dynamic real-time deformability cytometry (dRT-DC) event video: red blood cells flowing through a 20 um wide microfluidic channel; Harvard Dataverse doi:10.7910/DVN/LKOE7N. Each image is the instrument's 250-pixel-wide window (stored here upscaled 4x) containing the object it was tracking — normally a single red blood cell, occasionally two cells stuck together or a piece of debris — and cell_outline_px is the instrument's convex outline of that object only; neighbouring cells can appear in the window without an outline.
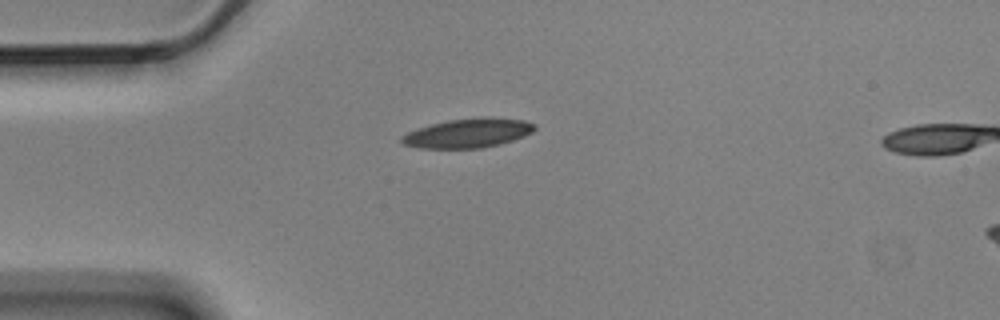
{"species": "Egyptian fruit bat (a non-hibernating species)", "species_latin": "Rousettus aegyptiacus", "temperature_condition": "cold", "stored_images_in_passage": 13, "segment_of_instrument_passage": [1, 2], "camera_frame_rate_fps": 3000, "um_per_image_px": 0.085, "animal": {"sex": "male"}, "frame": {"image": 1, "passage_image": 1, "time_ms": 0.0, "image_size_px": [1000, 320], "cell_outline_px": [[536, 128], [532, 132], [524, 136], [500, 144], [480, 148], [416, 148], [404, 144], [400, 140], [400, 136], [416, 128], [448, 120], [480, 116], [492, 116], [524, 120], [536, 124]], "centroid_in_image_um": [39.79, 11.3], "position_along_channel_um": 45.2, "area_um2": 22.95}}
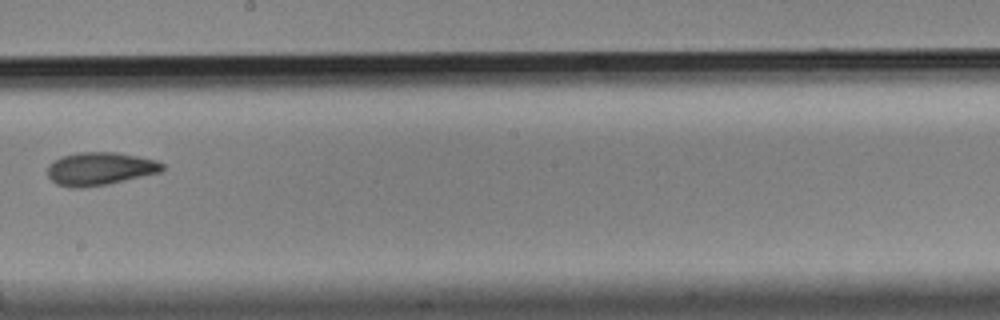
{"frame": {"image": 2, "passage_image": 6, "time_ms": 1.667, "image_size_px": [1000, 320], "cell_outline_px": [[164, 168], [160, 172], [108, 184], [80, 188], [72, 188], [56, 184], [48, 176], [48, 164], [52, 160], [60, 156], [80, 152], [116, 152], [156, 160], [164, 164]], "centroid_in_image_um": [8.46, 14.34], "position_along_channel_um": 239.7, "area_um2": 22.14}}
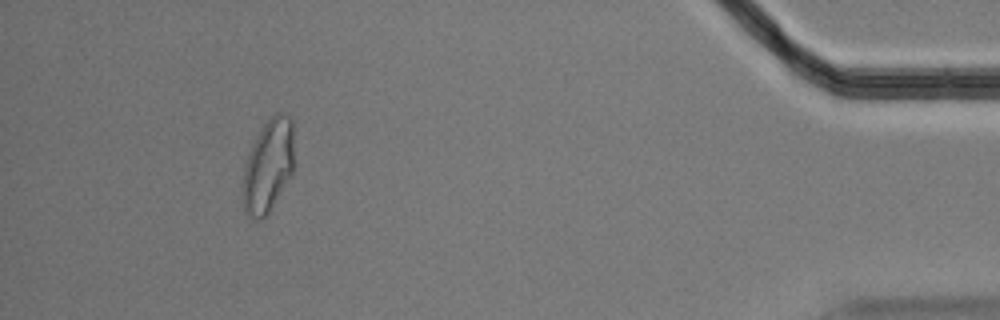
{"frame": {"image": 3, "passage_image": 11, "time_ms": 3.333, "image_size_px": [1000, 320], "cell_outline_px": [[292, 172], [268, 212], [260, 220], [252, 220], [244, 212], [240, 192], [244, 164], [248, 152], [256, 136], [264, 124], [276, 112], [284, 112], [292, 120]], "centroid_in_image_um": [22.72, 14.12], "position_along_channel_um": 412.5, "area_um2": 27.86}}